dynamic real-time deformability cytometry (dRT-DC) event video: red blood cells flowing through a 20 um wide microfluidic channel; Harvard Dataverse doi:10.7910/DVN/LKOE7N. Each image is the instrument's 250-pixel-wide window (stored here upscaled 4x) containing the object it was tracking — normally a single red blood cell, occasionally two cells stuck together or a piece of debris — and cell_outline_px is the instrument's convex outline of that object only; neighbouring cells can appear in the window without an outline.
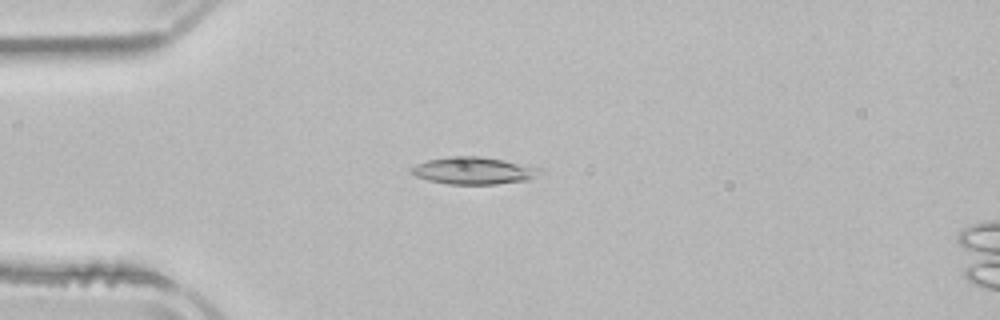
{"species": "common noctule bat (a hibernating species)", "species_latin": "Nyctalus noctula", "temperature_condition": "room temperature", "stored_images_in_passage": 4, "camera_frame_rate_fps": 3000, "um_per_image_px": 0.085, "animal": {"sex": "male", "body_mass_g": 21.5, "forearm_length_mm": 52.0}, "frame": {"image": 1, "passage_image": 3, "time_ms": 2.667, "image_size_px": [1000, 320], "cell_outline_px": [[544, 172], [528, 180], [496, 184], [448, 184], [428, 180], [416, 176], [412, 172], [412, 168], [416, 164], [428, 160], [448, 156], [480, 156], [504, 160], [544, 168]], "centroid_in_image_um": [40.33, 14.5], "position_along_channel_um": 44.7, "area_um2": 20.46}}